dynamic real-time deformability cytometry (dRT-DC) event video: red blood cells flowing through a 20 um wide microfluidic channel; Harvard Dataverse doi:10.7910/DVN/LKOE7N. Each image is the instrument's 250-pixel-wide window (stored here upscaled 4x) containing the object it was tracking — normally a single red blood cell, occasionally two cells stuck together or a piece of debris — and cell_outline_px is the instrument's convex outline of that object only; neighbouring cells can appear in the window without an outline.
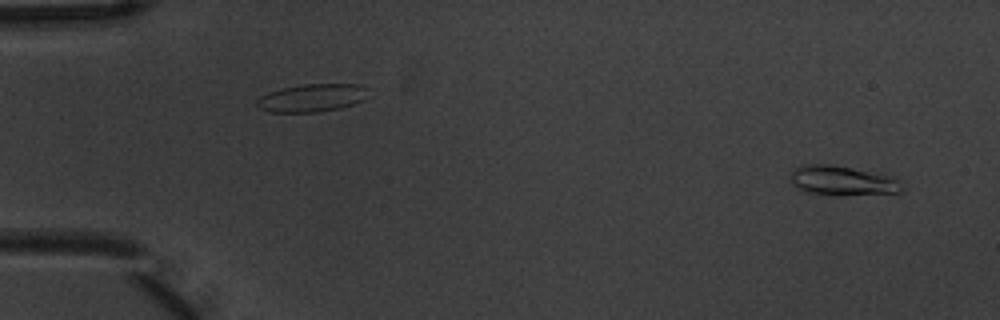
{"species": "common noctule bat (a hibernating species)", "species_latin": "Nyctalus noctula", "temperature_condition": "warm", "stored_images_in_passage": 4, "camera_frame_rate_fps": 3000, "um_per_image_px": 0.085, "animal": {"sex": "male", "body_mass_g": 20.1, "forearm_length_mm": 53.5}, "frame": {"image": 1, "passage_image": 1, "time_ms": 0.0, "image_size_px": [1000, 320], "cell_outline_px": [[904, 188], [900, 192], [840, 196], [832, 196], [804, 192], [792, 184], [788, 180], [792, 168], [800, 164], [832, 164], [884, 172], [900, 180]], "centroid_in_image_um": [71.59, 15.34], "position_along_channel_um": 13.4, "area_um2": 20.4}}